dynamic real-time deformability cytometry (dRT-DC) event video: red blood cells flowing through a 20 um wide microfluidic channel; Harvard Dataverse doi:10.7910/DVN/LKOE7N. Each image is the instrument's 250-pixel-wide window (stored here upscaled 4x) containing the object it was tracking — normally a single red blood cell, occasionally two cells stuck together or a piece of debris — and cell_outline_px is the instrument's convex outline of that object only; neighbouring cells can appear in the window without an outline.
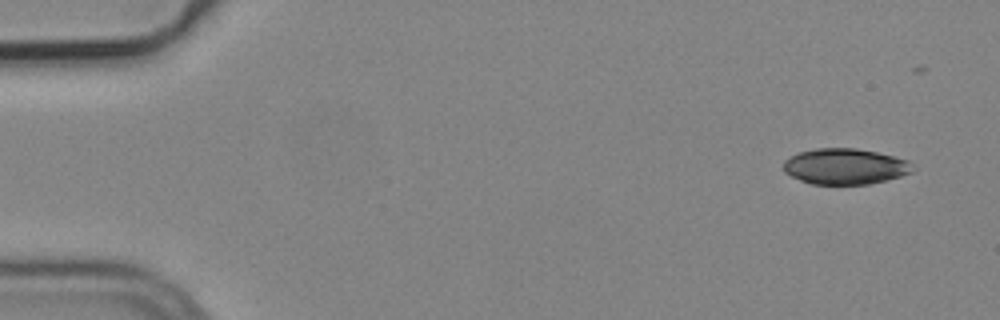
{"species": "common noctule bat (a hibernating species)", "species_latin": "Nyctalus noctula", "temperature_condition": "cold", "stored_images_in_passage": 5, "camera_frame_rate_fps": 3000, "um_per_image_px": 0.085, "animal": {"sex": "male", "body_mass_g": 19.2, "forearm_length_mm": 51.8}, "frame": {"image": 1, "passage_image": 1, "time_ms": 0.0, "image_size_px": [1000, 320], "cell_outline_px": [[916, 168], [912, 172], [900, 176], [868, 184], [812, 184], [800, 180], [784, 172], [784, 160], [800, 152], [816, 148], [856, 148], [876, 152], [908, 160]], "centroid_in_image_um": [71.84, 14.14], "position_along_channel_um": 13.2, "area_um2": 26.82}}